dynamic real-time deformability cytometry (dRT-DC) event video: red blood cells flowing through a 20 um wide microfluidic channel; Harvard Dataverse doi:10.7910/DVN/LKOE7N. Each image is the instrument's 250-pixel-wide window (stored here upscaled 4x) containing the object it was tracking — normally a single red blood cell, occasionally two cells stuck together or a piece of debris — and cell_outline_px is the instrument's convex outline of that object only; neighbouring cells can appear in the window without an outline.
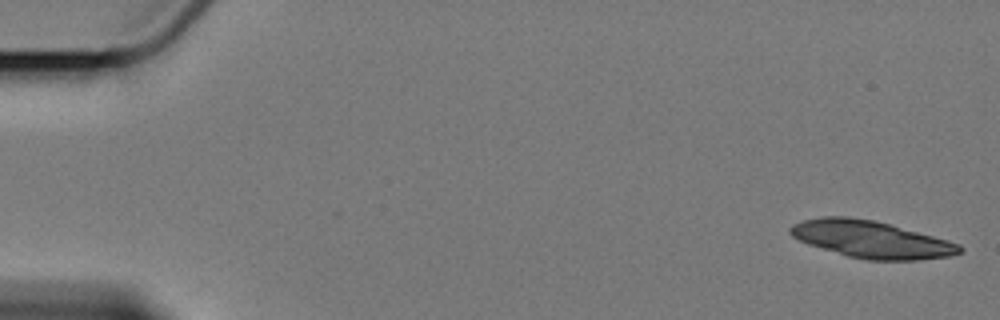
{"species": "Egyptian fruit bat (a non-hibernating species)", "species_latin": "Rousettus aegyptiacus", "temperature_condition": "cold", "stored_images_in_passage": 7, "camera_frame_rate_fps": 3000, "um_per_image_px": 0.085, "animal": {"sex": "female"}, "frame": {"image": 1, "passage_image": 1, "time_ms": 0.0, "image_size_px": [1000, 320], "cell_outline_px": [[964, 248], [960, 252], [952, 256], [920, 260], [868, 260], [848, 256], [808, 244], [792, 236], [788, 232], [788, 228], [792, 224], [804, 220], [824, 216], [848, 216], [872, 220], [888, 224], [932, 236], [960, 244]], "centroid_in_image_um": [74.03, 20.35], "position_along_channel_um": 11.0, "area_um2": 36.3}}
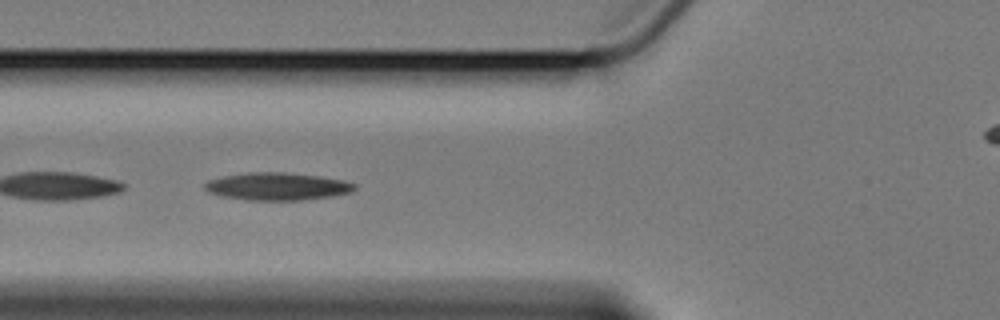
{"frame": {"image": 2, "passage_image": 6, "time_ms": 7.0, "image_size_px": [1000, 320], "cell_outline_px": [[356, 188], [348, 192], [332, 196], [304, 200], [244, 200], [220, 196], [208, 192], [204, 188], [204, 184], [208, 180], [224, 176], [248, 172], [284, 172], [320, 176], [344, 180], [356, 184]], "centroid_in_image_um": [23.54, 15.84], "position_along_channel_um": 102.3, "area_um2": 24.16}}